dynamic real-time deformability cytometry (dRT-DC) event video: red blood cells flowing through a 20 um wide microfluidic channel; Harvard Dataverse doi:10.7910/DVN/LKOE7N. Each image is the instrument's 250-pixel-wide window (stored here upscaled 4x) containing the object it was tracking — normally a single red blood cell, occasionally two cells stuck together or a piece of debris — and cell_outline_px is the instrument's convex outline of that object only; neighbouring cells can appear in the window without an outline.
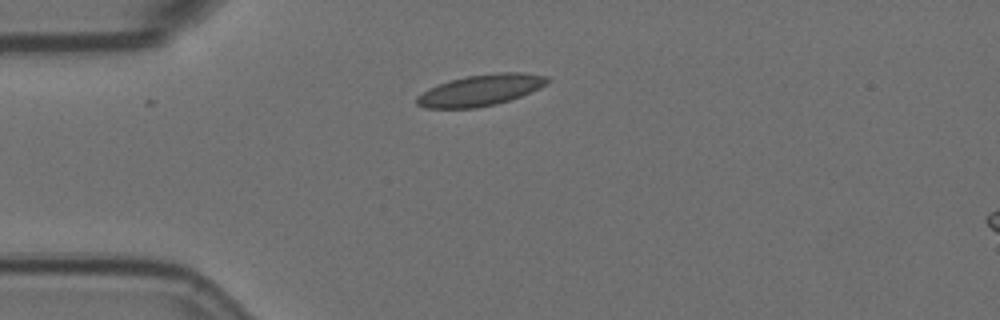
{"species": "Egyptian fruit bat (a non-hibernating species)", "species_latin": "Rousettus aegyptiacus", "temperature_condition": "room temperature", "stored_images_in_passage": 3, "camera_frame_rate_fps": 3000, "um_per_image_px": 0.085, "animal": {"sex": "female"}, "frame": {"image": 1, "passage_image": 3, "time_ms": 0.667, "image_size_px": [1000, 320], "cell_outline_px": [[552, 80], [548, 84], [540, 88], [520, 96], [496, 104], [476, 108], [424, 108], [416, 104], [416, 96], [428, 88], [464, 76], [496, 72], [524, 72], [548, 76]], "centroid_in_image_um": [40.88, 7.65], "position_along_channel_um": 44.1, "area_um2": 23.93}}